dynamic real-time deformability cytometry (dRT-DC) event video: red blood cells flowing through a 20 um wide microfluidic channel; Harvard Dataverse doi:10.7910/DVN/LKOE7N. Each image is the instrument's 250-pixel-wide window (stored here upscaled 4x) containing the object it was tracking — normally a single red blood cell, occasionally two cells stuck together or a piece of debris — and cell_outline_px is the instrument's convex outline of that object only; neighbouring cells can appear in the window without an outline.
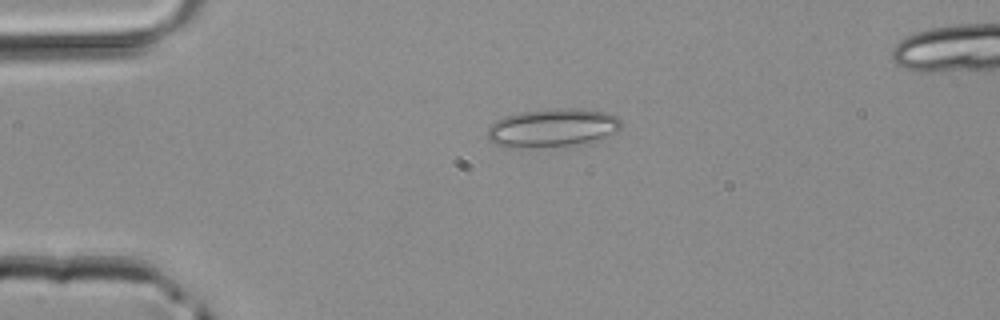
{"species": "common noctule bat (a hibernating species)", "species_latin": "Nyctalus noctula", "temperature_condition": "room temperature", "stored_images_in_passage": 36, "camera_frame_rate_fps": 3000, "um_per_image_px": 0.085, "animal": {"sex": "male", "body_mass_g": 20.4}, "frame": {"image": 1, "passage_image": 2, "time_ms": 0.333, "image_size_px": [1000, 320], "cell_outline_px": [[620, 128], [616, 132], [604, 140], [576, 144], [532, 148], [504, 148], [488, 140], [488, 128], [496, 120], [504, 116], [520, 112], [556, 108], [584, 108], [604, 112], [616, 116], [620, 120]], "centroid_in_image_um": [46.96, 10.88], "position_along_channel_um": 38.0, "area_um2": 30.46}}
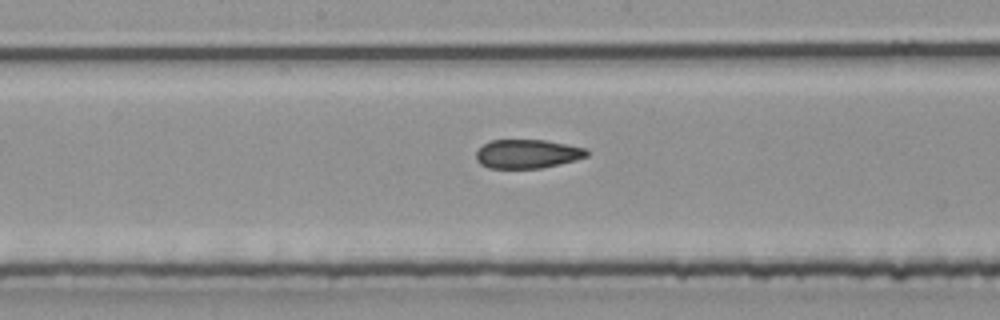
{"frame": {"image": 2, "passage_image": 15, "time_ms": 4.667, "image_size_px": [1000, 320], "cell_outline_px": [[588, 156], [576, 160], [540, 168], [488, 168], [480, 164], [476, 160], [476, 152], [484, 144], [492, 140], [544, 140], [588, 148]], "centroid_in_image_um": [44.83, 13.08], "position_along_channel_um": 203.4, "area_um2": 18.61}}
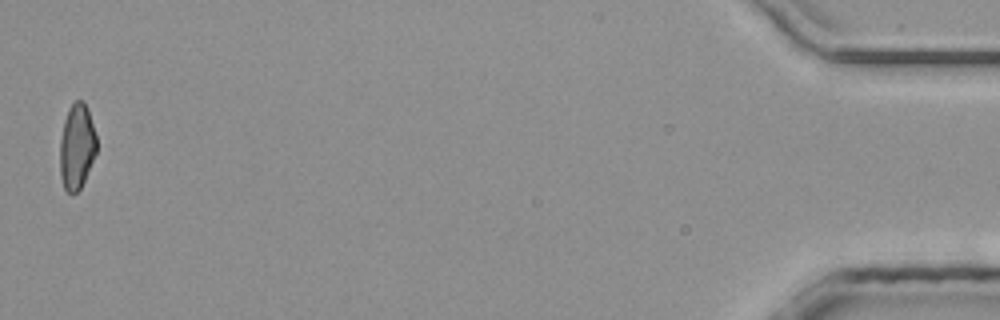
{"frame": {"image": 3, "passage_image": 36, "time_ms": 11.667, "image_size_px": [1000, 320], "cell_outline_px": [[96, 152], [84, 180], [80, 188], [72, 196], [64, 188], [60, 176], [60, 140], [64, 120], [68, 108], [76, 100], [84, 100], [88, 108], [96, 136]], "centroid_in_image_um": [6.51, 12.44], "position_along_channel_um": 428.7, "area_um2": 18.26}}